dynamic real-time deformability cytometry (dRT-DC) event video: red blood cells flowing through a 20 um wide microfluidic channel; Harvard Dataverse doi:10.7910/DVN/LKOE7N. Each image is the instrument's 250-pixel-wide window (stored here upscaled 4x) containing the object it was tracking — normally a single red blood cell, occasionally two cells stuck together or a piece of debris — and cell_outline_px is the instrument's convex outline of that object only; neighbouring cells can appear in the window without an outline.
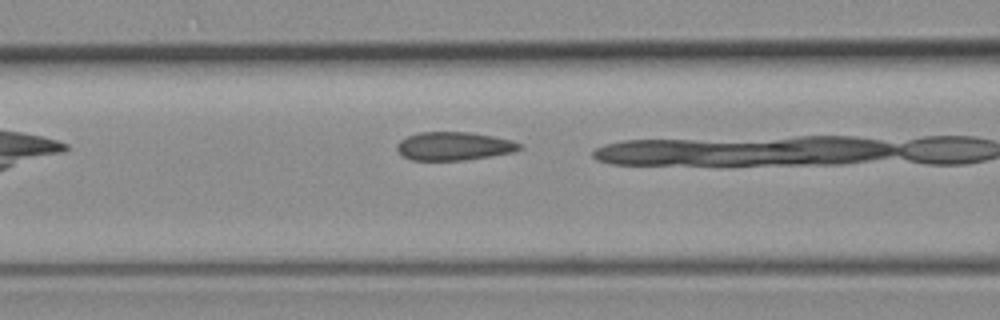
{"species": "common noctule bat (a hibernating species)", "species_latin": "Nyctalus noctula", "temperature_condition": "room temperature", "stored_images_in_passage": 5, "camera_frame_rate_fps": 3000, "um_per_image_px": 0.085, "animal": {"sex": "female", "body_mass_g": 19.3, "forearm_length_mm": 54.1}, "frame": {"image": 1, "passage_image": 4, "time_ms": 3.333, "image_size_px": [1000, 320], "cell_outline_px": [[524, 148], [512, 152], [492, 156], [464, 160], [412, 160], [404, 156], [396, 148], [396, 144], [400, 140], [408, 136], [420, 132], [468, 132], [492, 136], [512, 140], [520, 144]], "centroid_in_image_um": [38.59, 12.42], "position_along_channel_um": 128.0, "area_um2": 20.17}}